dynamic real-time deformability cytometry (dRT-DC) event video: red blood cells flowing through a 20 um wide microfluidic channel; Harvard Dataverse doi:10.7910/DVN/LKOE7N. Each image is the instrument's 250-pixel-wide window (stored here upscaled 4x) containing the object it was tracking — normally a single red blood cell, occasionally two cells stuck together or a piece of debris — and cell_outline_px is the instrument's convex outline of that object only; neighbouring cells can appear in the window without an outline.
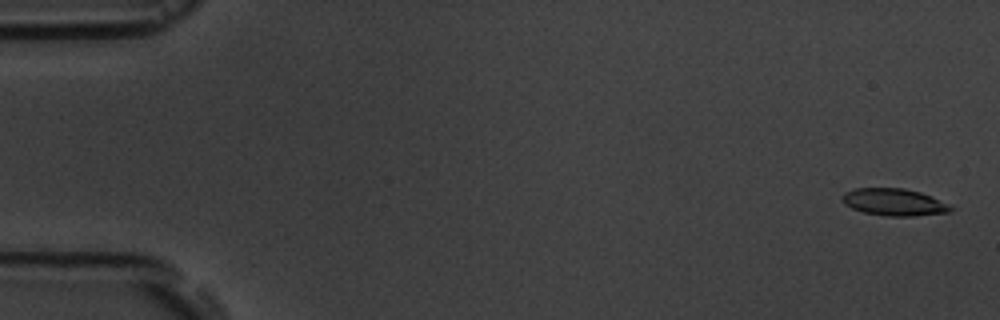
{"species": "common noctule bat (a hibernating species)", "species_latin": "Nyctalus noctula", "temperature_condition": "room temperature", "stored_images_in_passage": 5, "camera_frame_rate_fps": 3000, "um_per_image_px": 0.085, "animal": {"sex": "male", "body_mass_g": 19.5, "forearm_length_mm": 54.6}, "frame": {"image": 1, "passage_image": 1, "time_ms": 0.0, "image_size_px": [1000, 320], "cell_outline_px": [[956, 208], [952, 212], [912, 216], [884, 216], [864, 212], [852, 208], [844, 204], [840, 196], [844, 192], [856, 188], [904, 188], [920, 192], [932, 196]], "centroid_in_image_um": [76.01, 17.18], "position_along_channel_um": 9.0, "area_um2": 17.34}}